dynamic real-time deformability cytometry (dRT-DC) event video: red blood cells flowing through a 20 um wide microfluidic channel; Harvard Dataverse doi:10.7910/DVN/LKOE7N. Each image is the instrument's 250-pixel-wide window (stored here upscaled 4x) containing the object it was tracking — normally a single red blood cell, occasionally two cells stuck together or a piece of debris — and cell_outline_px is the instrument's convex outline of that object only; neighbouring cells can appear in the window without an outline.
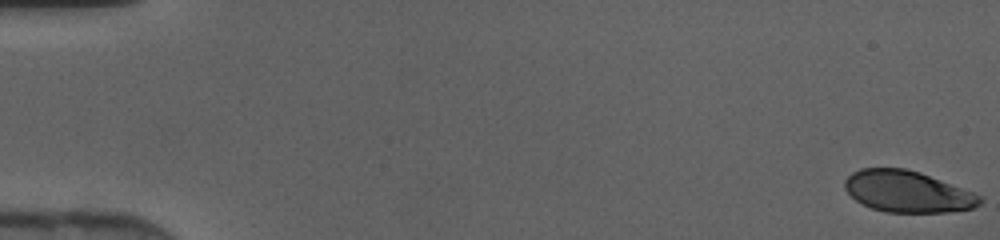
{"species": "human", "species_latin": "Homo sapiens", "temperature_condition": "cold", "stored_images_in_passage": 47, "camera_frame_rate_fps": 3000, "um_per_image_px": 0.085, "donor": {"sex": "female"}, "frame": {"image": 1, "passage_image": 1, "time_ms": 0.0, "image_size_px": [1000, 240], "cell_outline_px": [[980, 204], [972, 208], [948, 212], [884, 212], [872, 208], [856, 200], [844, 188], [844, 180], [852, 172], [860, 168], [904, 168], [920, 172], [972, 192], [980, 196]], "centroid_in_image_um": [77.09, 16.28], "position_along_channel_um": 7.9, "area_um2": 32.31}}
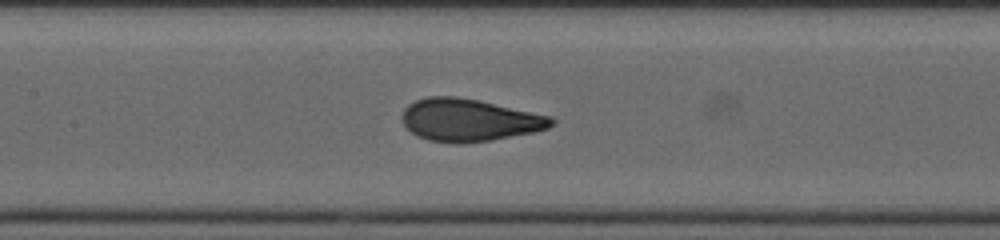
{"frame": {"image": 2, "passage_image": 23, "time_ms": 7.333, "image_size_px": [1000, 240], "cell_outline_px": [[556, 124], [548, 128], [532, 132], [492, 140], [460, 144], [456, 144], [428, 140], [416, 136], [404, 128], [400, 120], [400, 116], [404, 108], [408, 104], [416, 100], [428, 96], [456, 96], [476, 100], [552, 116], [556, 120]], "centroid_in_image_um": [39.82, 10.21], "position_along_channel_um": 167.6, "area_um2": 37.34}}
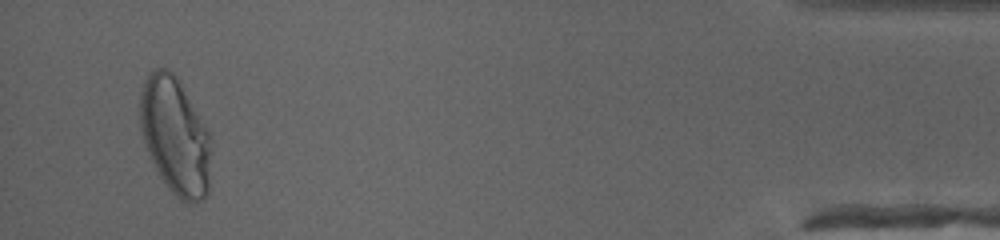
{"frame": {"image": 3, "passage_image": 45, "time_ms": 14.667, "image_size_px": [1000, 240], "cell_outline_px": [[208, 192], [200, 200], [192, 204], [188, 204], [180, 200], [168, 188], [160, 176], [144, 144], [140, 128], [140, 96], [144, 80], [156, 68], [168, 68], [176, 76], [208, 132]], "centroid_in_image_um": [14.83, 11.56], "position_along_channel_um": 420.4, "area_um2": 47.28}}